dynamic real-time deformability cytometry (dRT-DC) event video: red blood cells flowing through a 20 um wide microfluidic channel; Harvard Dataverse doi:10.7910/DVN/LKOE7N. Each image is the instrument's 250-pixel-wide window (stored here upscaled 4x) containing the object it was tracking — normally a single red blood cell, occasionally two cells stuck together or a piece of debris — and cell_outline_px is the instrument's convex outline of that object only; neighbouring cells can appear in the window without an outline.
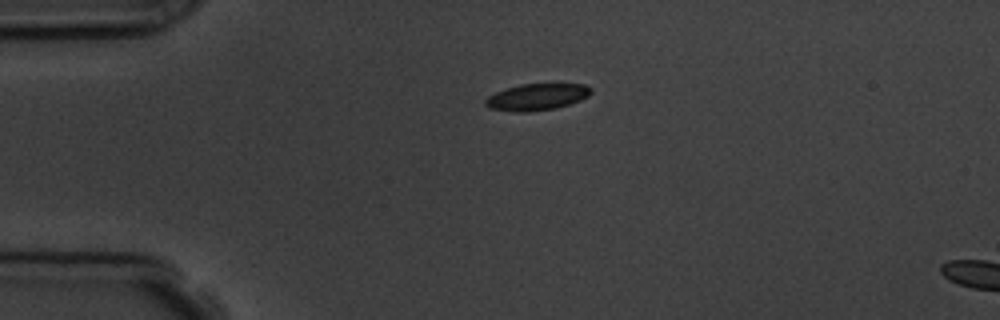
{"species": "common noctule bat (a hibernating species)", "species_latin": "Nyctalus noctula", "temperature_condition": "room temperature", "stored_images_in_passage": 2, "camera_frame_rate_fps": 3000, "um_per_image_px": 0.085, "animal": {"sex": "male", "body_mass_g": 19.5, "forearm_length_mm": 54.6}, "frame": {"image": 1, "passage_image": 1, "time_ms": 0.0, "image_size_px": [1000, 320], "cell_outline_px": [[592, 92], [588, 96], [580, 100], [556, 108], [532, 112], [512, 112], [488, 108], [484, 104], [484, 100], [488, 96], [496, 92], [520, 84], [584, 84], [592, 88]], "centroid_in_image_um": [45.61, 8.25], "position_along_channel_um": 39.4, "area_um2": 16.47}}